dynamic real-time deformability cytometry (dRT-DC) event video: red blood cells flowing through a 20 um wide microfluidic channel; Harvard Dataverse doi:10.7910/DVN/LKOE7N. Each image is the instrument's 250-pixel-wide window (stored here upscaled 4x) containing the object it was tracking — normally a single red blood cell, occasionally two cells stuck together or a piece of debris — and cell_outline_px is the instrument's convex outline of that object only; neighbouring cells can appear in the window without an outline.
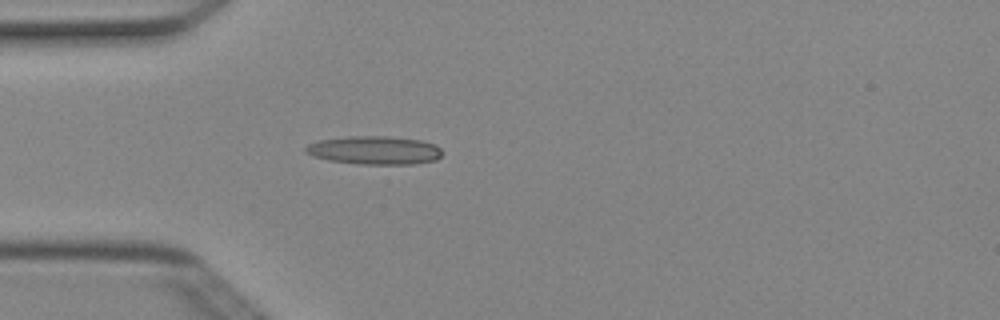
{"species": "Egyptian fruit bat (a non-hibernating species)", "species_latin": "Rousettus aegyptiacus", "temperature_condition": "cold", "stored_images_in_passage": 3, "camera_frame_rate_fps": 3000, "um_per_image_px": 0.085, "animal": {"sex": "female"}, "frame": {"image": 1, "passage_image": 3, "time_ms": 0.667, "image_size_px": [1000, 320], "cell_outline_px": [[444, 152], [436, 160], [412, 164], [360, 164], [328, 160], [312, 156], [304, 152], [304, 148], [308, 144], [320, 140], [348, 136], [384, 136], [420, 140], [436, 144]], "centroid_in_image_um": [31.83, 12.77], "position_along_channel_um": 53.2, "area_um2": 22.66}}